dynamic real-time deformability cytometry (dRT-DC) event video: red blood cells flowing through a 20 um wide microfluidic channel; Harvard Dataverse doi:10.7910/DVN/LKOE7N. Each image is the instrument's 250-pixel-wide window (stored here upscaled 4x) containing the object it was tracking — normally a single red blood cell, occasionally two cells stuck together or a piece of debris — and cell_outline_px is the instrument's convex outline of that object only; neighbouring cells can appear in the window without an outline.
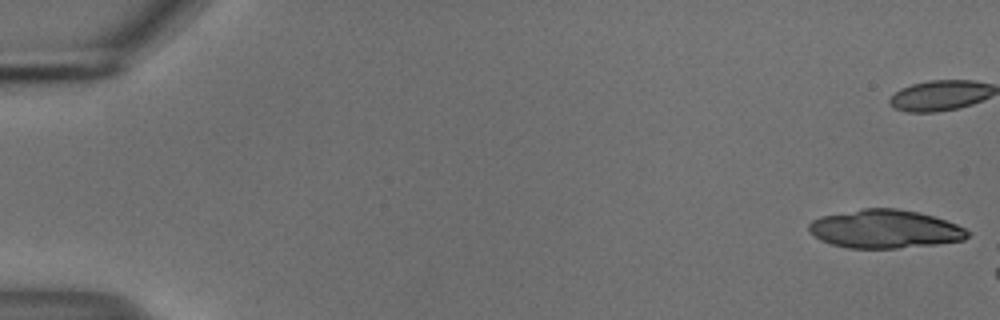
{"species": "common noctule bat (a hibernating species)", "species_latin": "Nyctalus noctula", "temperature_condition": "cold", "stored_images_in_passage": 8, "camera_frame_rate_fps": 3000, "um_per_image_px": 0.085, "animal": {"sex": "male", "body_mass_g": 18.8}, "frame": {"image": 1, "passage_image": 1, "time_ms": 0.0, "image_size_px": [1000, 320], "cell_outline_px": [[972, 232], [964, 240], [936, 244], [896, 248], [848, 248], [832, 244], [820, 240], [808, 228], [808, 224], [812, 220], [820, 216], [864, 208], [896, 208], [916, 212], [932, 216], [956, 224]], "centroid_in_image_um": [75.22, 19.46], "position_along_channel_um": 9.8, "area_um2": 35.32}}